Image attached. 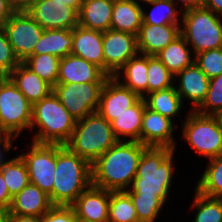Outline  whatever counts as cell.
Masks as SVG:
<instances>
[{
  "label": "cell",
  "mask_w": 222,
  "mask_h": 222,
  "mask_svg": "<svg viewBox=\"0 0 222 222\" xmlns=\"http://www.w3.org/2000/svg\"><path fill=\"white\" fill-rule=\"evenodd\" d=\"M10 212L8 209L0 207V222H9Z\"/></svg>",
  "instance_id": "obj_50"
},
{
  "label": "cell",
  "mask_w": 222,
  "mask_h": 222,
  "mask_svg": "<svg viewBox=\"0 0 222 222\" xmlns=\"http://www.w3.org/2000/svg\"><path fill=\"white\" fill-rule=\"evenodd\" d=\"M118 141L110 122L95 111L76 121L65 146L92 164Z\"/></svg>",
  "instance_id": "obj_5"
},
{
  "label": "cell",
  "mask_w": 222,
  "mask_h": 222,
  "mask_svg": "<svg viewBox=\"0 0 222 222\" xmlns=\"http://www.w3.org/2000/svg\"><path fill=\"white\" fill-rule=\"evenodd\" d=\"M195 190L208 197L222 198V155L208 160Z\"/></svg>",
  "instance_id": "obj_31"
},
{
  "label": "cell",
  "mask_w": 222,
  "mask_h": 222,
  "mask_svg": "<svg viewBox=\"0 0 222 222\" xmlns=\"http://www.w3.org/2000/svg\"><path fill=\"white\" fill-rule=\"evenodd\" d=\"M10 196L13 198L30 183L29 174L24 160L18 154L0 167Z\"/></svg>",
  "instance_id": "obj_32"
},
{
  "label": "cell",
  "mask_w": 222,
  "mask_h": 222,
  "mask_svg": "<svg viewBox=\"0 0 222 222\" xmlns=\"http://www.w3.org/2000/svg\"><path fill=\"white\" fill-rule=\"evenodd\" d=\"M194 62L209 79L222 73V48L195 54Z\"/></svg>",
  "instance_id": "obj_39"
},
{
  "label": "cell",
  "mask_w": 222,
  "mask_h": 222,
  "mask_svg": "<svg viewBox=\"0 0 222 222\" xmlns=\"http://www.w3.org/2000/svg\"><path fill=\"white\" fill-rule=\"evenodd\" d=\"M75 124L76 120L52 91L47 97L33 104L30 130H38L36 129V135L31 136L32 142L65 146Z\"/></svg>",
  "instance_id": "obj_4"
},
{
  "label": "cell",
  "mask_w": 222,
  "mask_h": 222,
  "mask_svg": "<svg viewBox=\"0 0 222 222\" xmlns=\"http://www.w3.org/2000/svg\"><path fill=\"white\" fill-rule=\"evenodd\" d=\"M203 6L222 16V0H204Z\"/></svg>",
  "instance_id": "obj_48"
},
{
  "label": "cell",
  "mask_w": 222,
  "mask_h": 222,
  "mask_svg": "<svg viewBox=\"0 0 222 222\" xmlns=\"http://www.w3.org/2000/svg\"><path fill=\"white\" fill-rule=\"evenodd\" d=\"M133 1L138 2V3H141V2H142V3L144 4L145 2H148V1H150V0H133Z\"/></svg>",
  "instance_id": "obj_52"
},
{
  "label": "cell",
  "mask_w": 222,
  "mask_h": 222,
  "mask_svg": "<svg viewBox=\"0 0 222 222\" xmlns=\"http://www.w3.org/2000/svg\"><path fill=\"white\" fill-rule=\"evenodd\" d=\"M104 73L110 77L139 51L137 36L122 31L108 29L102 32Z\"/></svg>",
  "instance_id": "obj_12"
},
{
  "label": "cell",
  "mask_w": 222,
  "mask_h": 222,
  "mask_svg": "<svg viewBox=\"0 0 222 222\" xmlns=\"http://www.w3.org/2000/svg\"><path fill=\"white\" fill-rule=\"evenodd\" d=\"M72 42L73 30H44L32 55L51 54L61 59L71 54Z\"/></svg>",
  "instance_id": "obj_27"
},
{
  "label": "cell",
  "mask_w": 222,
  "mask_h": 222,
  "mask_svg": "<svg viewBox=\"0 0 222 222\" xmlns=\"http://www.w3.org/2000/svg\"><path fill=\"white\" fill-rule=\"evenodd\" d=\"M109 77L95 64L70 54L60 59L57 83L106 82Z\"/></svg>",
  "instance_id": "obj_18"
},
{
  "label": "cell",
  "mask_w": 222,
  "mask_h": 222,
  "mask_svg": "<svg viewBox=\"0 0 222 222\" xmlns=\"http://www.w3.org/2000/svg\"><path fill=\"white\" fill-rule=\"evenodd\" d=\"M11 202L12 197L10 196L8 188L5 184L4 177L0 172V207L9 210Z\"/></svg>",
  "instance_id": "obj_43"
},
{
  "label": "cell",
  "mask_w": 222,
  "mask_h": 222,
  "mask_svg": "<svg viewBox=\"0 0 222 222\" xmlns=\"http://www.w3.org/2000/svg\"><path fill=\"white\" fill-rule=\"evenodd\" d=\"M142 25V3L133 0H115L110 29L138 35Z\"/></svg>",
  "instance_id": "obj_26"
},
{
  "label": "cell",
  "mask_w": 222,
  "mask_h": 222,
  "mask_svg": "<svg viewBox=\"0 0 222 222\" xmlns=\"http://www.w3.org/2000/svg\"><path fill=\"white\" fill-rule=\"evenodd\" d=\"M54 1L65 3V5L73 7L79 12L83 0H54Z\"/></svg>",
  "instance_id": "obj_49"
},
{
  "label": "cell",
  "mask_w": 222,
  "mask_h": 222,
  "mask_svg": "<svg viewBox=\"0 0 222 222\" xmlns=\"http://www.w3.org/2000/svg\"><path fill=\"white\" fill-rule=\"evenodd\" d=\"M77 222H89V221H85V220H77Z\"/></svg>",
  "instance_id": "obj_53"
},
{
  "label": "cell",
  "mask_w": 222,
  "mask_h": 222,
  "mask_svg": "<svg viewBox=\"0 0 222 222\" xmlns=\"http://www.w3.org/2000/svg\"><path fill=\"white\" fill-rule=\"evenodd\" d=\"M8 77L31 104L47 97L53 91L47 82L43 81L23 62H20Z\"/></svg>",
  "instance_id": "obj_23"
},
{
  "label": "cell",
  "mask_w": 222,
  "mask_h": 222,
  "mask_svg": "<svg viewBox=\"0 0 222 222\" xmlns=\"http://www.w3.org/2000/svg\"><path fill=\"white\" fill-rule=\"evenodd\" d=\"M145 4L146 7L152 6V9L147 12V9L142 5V24L178 25L181 27L183 11L172 0H150Z\"/></svg>",
  "instance_id": "obj_28"
},
{
  "label": "cell",
  "mask_w": 222,
  "mask_h": 222,
  "mask_svg": "<svg viewBox=\"0 0 222 222\" xmlns=\"http://www.w3.org/2000/svg\"><path fill=\"white\" fill-rule=\"evenodd\" d=\"M31 104L8 76L0 77V132L14 137L29 129L32 121Z\"/></svg>",
  "instance_id": "obj_8"
},
{
  "label": "cell",
  "mask_w": 222,
  "mask_h": 222,
  "mask_svg": "<svg viewBox=\"0 0 222 222\" xmlns=\"http://www.w3.org/2000/svg\"><path fill=\"white\" fill-rule=\"evenodd\" d=\"M15 12L27 11L36 0H6Z\"/></svg>",
  "instance_id": "obj_45"
},
{
  "label": "cell",
  "mask_w": 222,
  "mask_h": 222,
  "mask_svg": "<svg viewBox=\"0 0 222 222\" xmlns=\"http://www.w3.org/2000/svg\"><path fill=\"white\" fill-rule=\"evenodd\" d=\"M136 209L139 222H156L157 216L166 204L159 196H138L127 193Z\"/></svg>",
  "instance_id": "obj_37"
},
{
  "label": "cell",
  "mask_w": 222,
  "mask_h": 222,
  "mask_svg": "<svg viewBox=\"0 0 222 222\" xmlns=\"http://www.w3.org/2000/svg\"><path fill=\"white\" fill-rule=\"evenodd\" d=\"M104 84L105 82L57 83L53 92L71 116L79 121L97 111Z\"/></svg>",
  "instance_id": "obj_9"
},
{
  "label": "cell",
  "mask_w": 222,
  "mask_h": 222,
  "mask_svg": "<svg viewBox=\"0 0 222 222\" xmlns=\"http://www.w3.org/2000/svg\"><path fill=\"white\" fill-rule=\"evenodd\" d=\"M180 34L178 25L142 24L137 35V47L141 54L156 56Z\"/></svg>",
  "instance_id": "obj_19"
},
{
  "label": "cell",
  "mask_w": 222,
  "mask_h": 222,
  "mask_svg": "<svg viewBox=\"0 0 222 222\" xmlns=\"http://www.w3.org/2000/svg\"><path fill=\"white\" fill-rule=\"evenodd\" d=\"M146 102L141 98L134 106L118 115L112 122L111 128L119 141L140 142L142 117Z\"/></svg>",
  "instance_id": "obj_25"
},
{
  "label": "cell",
  "mask_w": 222,
  "mask_h": 222,
  "mask_svg": "<svg viewBox=\"0 0 222 222\" xmlns=\"http://www.w3.org/2000/svg\"><path fill=\"white\" fill-rule=\"evenodd\" d=\"M114 1L83 0L79 16V25L100 32L110 29Z\"/></svg>",
  "instance_id": "obj_24"
},
{
  "label": "cell",
  "mask_w": 222,
  "mask_h": 222,
  "mask_svg": "<svg viewBox=\"0 0 222 222\" xmlns=\"http://www.w3.org/2000/svg\"><path fill=\"white\" fill-rule=\"evenodd\" d=\"M14 12L6 0H0V27L4 26Z\"/></svg>",
  "instance_id": "obj_44"
},
{
  "label": "cell",
  "mask_w": 222,
  "mask_h": 222,
  "mask_svg": "<svg viewBox=\"0 0 222 222\" xmlns=\"http://www.w3.org/2000/svg\"><path fill=\"white\" fill-rule=\"evenodd\" d=\"M102 32L80 25L73 29L71 54L95 64L104 72Z\"/></svg>",
  "instance_id": "obj_20"
},
{
  "label": "cell",
  "mask_w": 222,
  "mask_h": 222,
  "mask_svg": "<svg viewBox=\"0 0 222 222\" xmlns=\"http://www.w3.org/2000/svg\"><path fill=\"white\" fill-rule=\"evenodd\" d=\"M175 126V127H174ZM178 125L168 117L149 109L145 106L140 143L146 147H168L176 150V141L173 133Z\"/></svg>",
  "instance_id": "obj_14"
},
{
  "label": "cell",
  "mask_w": 222,
  "mask_h": 222,
  "mask_svg": "<svg viewBox=\"0 0 222 222\" xmlns=\"http://www.w3.org/2000/svg\"><path fill=\"white\" fill-rule=\"evenodd\" d=\"M15 139L17 138L10 133L0 132V167L8 161L6 154L12 148L17 149L18 146L13 145Z\"/></svg>",
  "instance_id": "obj_42"
},
{
  "label": "cell",
  "mask_w": 222,
  "mask_h": 222,
  "mask_svg": "<svg viewBox=\"0 0 222 222\" xmlns=\"http://www.w3.org/2000/svg\"><path fill=\"white\" fill-rule=\"evenodd\" d=\"M26 12L44 30H73L79 25L78 11L54 0H36Z\"/></svg>",
  "instance_id": "obj_13"
},
{
  "label": "cell",
  "mask_w": 222,
  "mask_h": 222,
  "mask_svg": "<svg viewBox=\"0 0 222 222\" xmlns=\"http://www.w3.org/2000/svg\"><path fill=\"white\" fill-rule=\"evenodd\" d=\"M49 196L36 185L29 183L12 198L10 214L42 216L51 207Z\"/></svg>",
  "instance_id": "obj_22"
},
{
  "label": "cell",
  "mask_w": 222,
  "mask_h": 222,
  "mask_svg": "<svg viewBox=\"0 0 222 222\" xmlns=\"http://www.w3.org/2000/svg\"><path fill=\"white\" fill-rule=\"evenodd\" d=\"M174 154L175 150L168 147H147L139 160L132 185L125 192L138 196H159L167 203L176 173Z\"/></svg>",
  "instance_id": "obj_2"
},
{
  "label": "cell",
  "mask_w": 222,
  "mask_h": 222,
  "mask_svg": "<svg viewBox=\"0 0 222 222\" xmlns=\"http://www.w3.org/2000/svg\"><path fill=\"white\" fill-rule=\"evenodd\" d=\"M144 100L149 109L173 121L174 117L179 116L184 106L175 86L151 92L144 97Z\"/></svg>",
  "instance_id": "obj_30"
},
{
  "label": "cell",
  "mask_w": 222,
  "mask_h": 222,
  "mask_svg": "<svg viewBox=\"0 0 222 222\" xmlns=\"http://www.w3.org/2000/svg\"><path fill=\"white\" fill-rule=\"evenodd\" d=\"M217 117H218V119H219V121H220V124H221V126H222V112L219 113V114L217 115Z\"/></svg>",
  "instance_id": "obj_51"
},
{
  "label": "cell",
  "mask_w": 222,
  "mask_h": 222,
  "mask_svg": "<svg viewBox=\"0 0 222 222\" xmlns=\"http://www.w3.org/2000/svg\"><path fill=\"white\" fill-rule=\"evenodd\" d=\"M147 69L148 55L138 53L136 56L129 59L113 75V78L124 87L137 93L141 98H144L148 94ZM122 80L123 82H121Z\"/></svg>",
  "instance_id": "obj_21"
},
{
  "label": "cell",
  "mask_w": 222,
  "mask_h": 222,
  "mask_svg": "<svg viewBox=\"0 0 222 222\" xmlns=\"http://www.w3.org/2000/svg\"><path fill=\"white\" fill-rule=\"evenodd\" d=\"M187 113L181 128L184 142L207 160L222 155V126L217 115H203L193 110Z\"/></svg>",
  "instance_id": "obj_7"
},
{
  "label": "cell",
  "mask_w": 222,
  "mask_h": 222,
  "mask_svg": "<svg viewBox=\"0 0 222 222\" xmlns=\"http://www.w3.org/2000/svg\"><path fill=\"white\" fill-rule=\"evenodd\" d=\"M182 11L201 7L204 4V0H172Z\"/></svg>",
  "instance_id": "obj_46"
},
{
  "label": "cell",
  "mask_w": 222,
  "mask_h": 222,
  "mask_svg": "<svg viewBox=\"0 0 222 222\" xmlns=\"http://www.w3.org/2000/svg\"><path fill=\"white\" fill-rule=\"evenodd\" d=\"M3 29L20 62L34 53V48L44 31L26 11L14 12Z\"/></svg>",
  "instance_id": "obj_10"
},
{
  "label": "cell",
  "mask_w": 222,
  "mask_h": 222,
  "mask_svg": "<svg viewBox=\"0 0 222 222\" xmlns=\"http://www.w3.org/2000/svg\"><path fill=\"white\" fill-rule=\"evenodd\" d=\"M52 205L71 206L77 197L92 185L91 164L71 152L66 146L56 145V169Z\"/></svg>",
  "instance_id": "obj_3"
},
{
  "label": "cell",
  "mask_w": 222,
  "mask_h": 222,
  "mask_svg": "<svg viewBox=\"0 0 222 222\" xmlns=\"http://www.w3.org/2000/svg\"><path fill=\"white\" fill-rule=\"evenodd\" d=\"M110 191L90 186L71 205L78 220L108 222Z\"/></svg>",
  "instance_id": "obj_17"
},
{
  "label": "cell",
  "mask_w": 222,
  "mask_h": 222,
  "mask_svg": "<svg viewBox=\"0 0 222 222\" xmlns=\"http://www.w3.org/2000/svg\"><path fill=\"white\" fill-rule=\"evenodd\" d=\"M140 99L137 93L121 85L115 78L109 77L102 88L97 112L108 122H112Z\"/></svg>",
  "instance_id": "obj_15"
},
{
  "label": "cell",
  "mask_w": 222,
  "mask_h": 222,
  "mask_svg": "<svg viewBox=\"0 0 222 222\" xmlns=\"http://www.w3.org/2000/svg\"><path fill=\"white\" fill-rule=\"evenodd\" d=\"M186 40L180 35L156 56L175 76L194 63L195 55Z\"/></svg>",
  "instance_id": "obj_29"
},
{
  "label": "cell",
  "mask_w": 222,
  "mask_h": 222,
  "mask_svg": "<svg viewBox=\"0 0 222 222\" xmlns=\"http://www.w3.org/2000/svg\"><path fill=\"white\" fill-rule=\"evenodd\" d=\"M174 83L183 104L190 101L191 110L196 111L207 96L210 79L194 62L175 75Z\"/></svg>",
  "instance_id": "obj_16"
},
{
  "label": "cell",
  "mask_w": 222,
  "mask_h": 222,
  "mask_svg": "<svg viewBox=\"0 0 222 222\" xmlns=\"http://www.w3.org/2000/svg\"><path fill=\"white\" fill-rule=\"evenodd\" d=\"M108 222H139L133 202L125 191H110Z\"/></svg>",
  "instance_id": "obj_34"
},
{
  "label": "cell",
  "mask_w": 222,
  "mask_h": 222,
  "mask_svg": "<svg viewBox=\"0 0 222 222\" xmlns=\"http://www.w3.org/2000/svg\"><path fill=\"white\" fill-rule=\"evenodd\" d=\"M23 63L52 88L57 84L60 58L51 54L31 55Z\"/></svg>",
  "instance_id": "obj_33"
},
{
  "label": "cell",
  "mask_w": 222,
  "mask_h": 222,
  "mask_svg": "<svg viewBox=\"0 0 222 222\" xmlns=\"http://www.w3.org/2000/svg\"><path fill=\"white\" fill-rule=\"evenodd\" d=\"M72 206L53 205L41 216V222H77Z\"/></svg>",
  "instance_id": "obj_41"
},
{
  "label": "cell",
  "mask_w": 222,
  "mask_h": 222,
  "mask_svg": "<svg viewBox=\"0 0 222 222\" xmlns=\"http://www.w3.org/2000/svg\"><path fill=\"white\" fill-rule=\"evenodd\" d=\"M29 151L21 153L30 183L39 187L47 195L52 192L56 169V145L35 144L31 141Z\"/></svg>",
  "instance_id": "obj_11"
},
{
  "label": "cell",
  "mask_w": 222,
  "mask_h": 222,
  "mask_svg": "<svg viewBox=\"0 0 222 222\" xmlns=\"http://www.w3.org/2000/svg\"><path fill=\"white\" fill-rule=\"evenodd\" d=\"M146 148L140 142L118 141L91 164L92 186L111 192L128 190Z\"/></svg>",
  "instance_id": "obj_1"
},
{
  "label": "cell",
  "mask_w": 222,
  "mask_h": 222,
  "mask_svg": "<svg viewBox=\"0 0 222 222\" xmlns=\"http://www.w3.org/2000/svg\"><path fill=\"white\" fill-rule=\"evenodd\" d=\"M196 214L192 222H222V198L208 197L194 190L191 203Z\"/></svg>",
  "instance_id": "obj_35"
},
{
  "label": "cell",
  "mask_w": 222,
  "mask_h": 222,
  "mask_svg": "<svg viewBox=\"0 0 222 222\" xmlns=\"http://www.w3.org/2000/svg\"><path fill=\"white\" fill-rule=\"evenodd\" d=\"M9 222H41V216L10 214Z\"/></svg>",
  "instance_id": "obj_47"
},
{
  "label": "cell",
  "mask_w": 222,
  "mask_h": 222,
  "mask_svg": "<svg viewBox=\"0 0 222 222\" xmlns=\"http://www.w3.org/2000/svg\"><path fill=\"white\" fill-rule=\"evenodd\" d=\"M196 111L203 115H218L222 112V73L210 79L207 96Z\"/></svg>",
  "instance_id": "obj_38"
},
{
  "label": "cell",
  "mask_w": 222,
  "mask_h": 222,
  "mask_svg": "<svg viewBox=\"0 0 222 222\" xmlns=\"http://www.w3.org/2000/svg\"><path fill=\"white\" fill-rule=\"evenodd\" d=\"M180 34L194 55L222 48V16L204 6L185 10Z\"/></svg>",
  "instance_id": "obj_6"
},
{
  "label": "cell",
  "mask_w": 222,
  "mask_h": 222,
  "mask_svg": "<svg viewBox=\"0 0 222 222\" xmlns=\"http://www.w3.org/2000/svg\"><path fill=\"white\" fill-rule=\"evenodd\" d=\"M19 63L5 30L0 27V77L8 76Z\"/></svg>",
  "instance_id": "obj_40"
},
{
  "label": "cell",
  "mask_w": 222,
  "mask_h": 222,
  "mask_svg": "<svg viewBox=\"0 0 222 222\" xmlns=\"http://www.w3.org/2000/svg\"><path fill=\"white\" fill-rule=\"evenodd\" d=\"M148 94L154 91L166 89L175 85L174 75L157 58L148 55Z\"/></svg>",
  "instance_id": "obj_36"
}]
</instances>
